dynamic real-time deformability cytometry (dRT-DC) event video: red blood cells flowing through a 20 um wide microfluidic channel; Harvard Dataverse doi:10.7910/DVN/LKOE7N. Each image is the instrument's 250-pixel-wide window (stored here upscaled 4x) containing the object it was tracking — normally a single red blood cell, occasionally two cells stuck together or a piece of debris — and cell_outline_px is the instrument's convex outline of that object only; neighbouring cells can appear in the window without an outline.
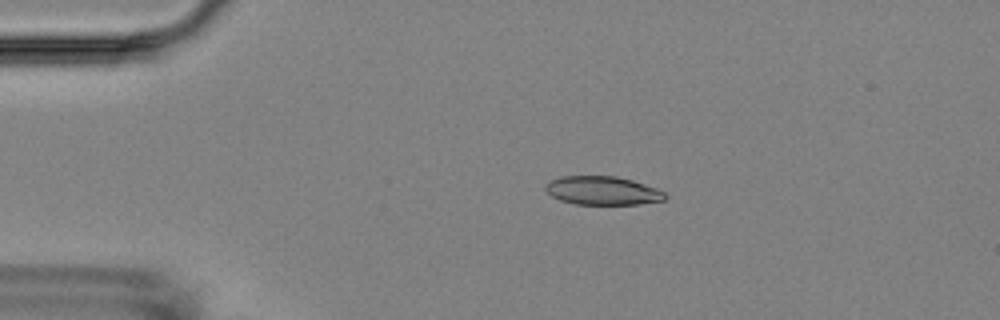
{"species": "Egyptian fruit bat (a non-hibernating species)", "species_latin": "Rousettus aegyptiacus", "temperature_condition": "room temperature", "stored_images_in_passage": 13, "camera_frame_rate_fps": 3000, "um_per_image_px": 0.085, "animal": {"sex": "female"}, "frame": {"image": 1, "passage_image": 3, "time_ms": 2.667, "image_size_px": [1000, 320], "cell_outline_px": [[668, 196], [664, 200], [640, 204], [576, 204], [560, 200], [552, 196], [544, 188], [544, 184], [560, 176], [616, 176], [632, 180], [656, 188], [664, 192]], "centroid_in_image_um": [51.21, 16.2], "position_along_channel_um": 33.8, "area_um2": 19.88}}
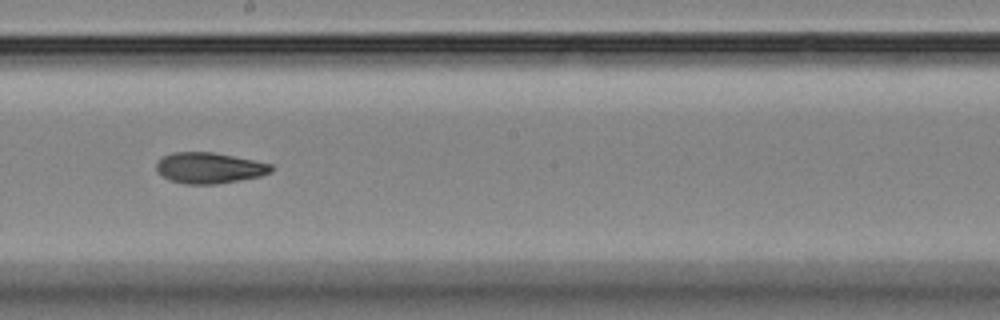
{"frame": {"image": 2, "passage_image": 8, "time_ms": 9.333, "image_size_px": [1000, 320], "cell_outline_px": [[272, 172], [260, 176], [240, 180], [216, 184], [184, 184], [168, 180], [156, 172], [156, 164], [164, 156], [172, 152], [212, 152], [272, 164]], "centroid_in_image_um": [17.75, 14.28], "position_along_channel_um": 230.4, "area_um2": 20.63}}
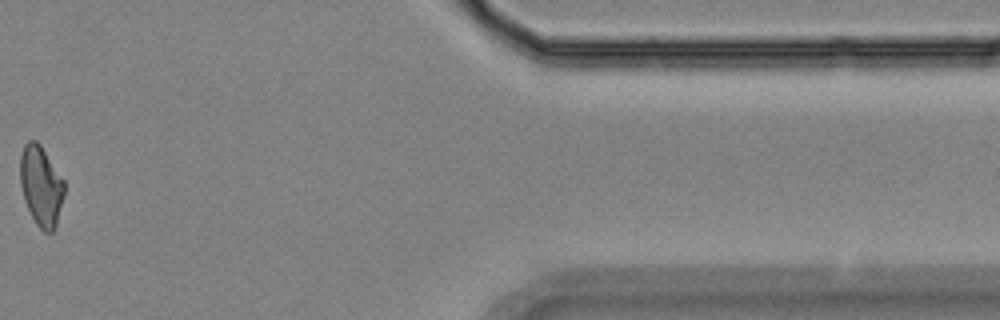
{"frame": {"image": 3, "passage_image": 13, "time_ms": 15.667, "image_size_px": [1000, 320], "cell_outline_px": [[64, 196], [56, 228], [52, 232], [44, 232], [36, 224], [24, 200], [20, 184], [20, 156], [24, 144], [28, 140], [36, 140], [40, 144], [64, 180]], "centroid_in_image_um": [3.49, 15.81], "position_along_channel_um": 407.9, "area_um2": 20.69}, "authors_computed_cell_mechanics": {"area_um2": 20.808, "velocity_mm_per_s": 3.5814, "shape_relaxation_time_tau1_ms": null, "shape_relaxation_time_tau2_ms": 3.9809, "deformation_change_tau1": null, "deformation_change_tau2": 0.0871}}